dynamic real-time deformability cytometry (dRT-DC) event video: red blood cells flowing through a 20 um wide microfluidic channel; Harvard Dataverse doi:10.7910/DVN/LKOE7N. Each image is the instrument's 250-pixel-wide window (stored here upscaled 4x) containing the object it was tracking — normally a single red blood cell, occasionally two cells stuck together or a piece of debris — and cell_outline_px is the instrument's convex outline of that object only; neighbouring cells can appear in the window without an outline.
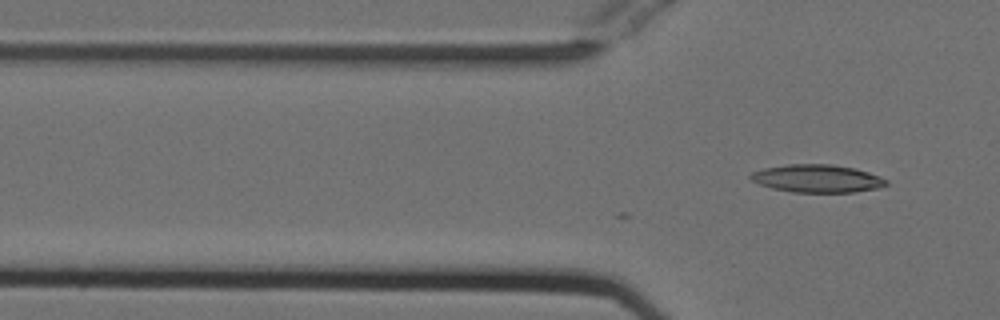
{"species": "Egyptian fruit bat (a non-hibernating species)", "species_latin": "Rousettus aegyptiacus", "temperature_condition": "cold", "stored_images_in_passage": 2, "camera_frame_rate_fps": 3000, "um_per_image_px": 0.085, "animal": {"sex": "female"}, "frame": {"image": 1, "passage_image": 2, "time_ms": 0.333, "image_size_px": [1000, 320], "cell_outline_px": [[888, 184], [880, 188], [856, 192], [792, 192], [772, 188], [760, 184], [752, 180], [748, 176], [752, 172], [764, 168], [788, 164], [832, 164], [852, 168], [868, 172], [888, 180]], "centroid_in_image_um": [69.47, 15.18], "position_along_channel_um": 56.3, "area_um2": 21.96}}